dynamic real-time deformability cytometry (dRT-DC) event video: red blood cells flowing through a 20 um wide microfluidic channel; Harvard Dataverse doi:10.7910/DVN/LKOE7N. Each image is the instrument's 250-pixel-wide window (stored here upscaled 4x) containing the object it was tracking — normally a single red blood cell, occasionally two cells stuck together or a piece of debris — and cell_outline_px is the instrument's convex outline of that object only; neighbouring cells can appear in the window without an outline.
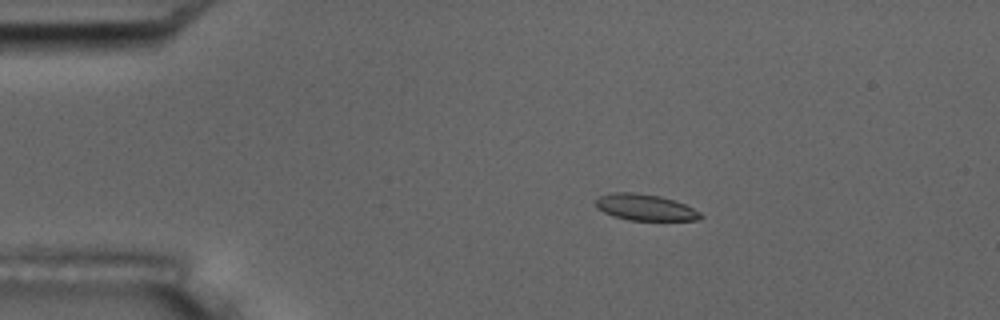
{"species": "common noctule bat (a hibernating species)", "species_latin": "Nyctalus noctula", "temperature_condition": "room temperature", "stored_images_in_passage": 5, "camera_frame_rate_fps": 3000, "um_per_image_px": 0.085, "animal": {"sex": "male", "body_mass_g": 17.5, "forearm_length_mm": 52.3}, "frame": {"image": 1, "passage_image": 3, "time_ms": 0.667, "image_size_px": [1000, 320], "cell_outline_px": [[704, 216], [700, 220], [628, 220], [612, 216], [596, 208], [596, 200], [600, 196], [608, 192], [632, 192], [660, 196], [676, 200], [700, 212]], "centroid_in_image_um": [54.83, 17.62], "position_along_channel_um": 30.2, "area_um2": 16.18}}